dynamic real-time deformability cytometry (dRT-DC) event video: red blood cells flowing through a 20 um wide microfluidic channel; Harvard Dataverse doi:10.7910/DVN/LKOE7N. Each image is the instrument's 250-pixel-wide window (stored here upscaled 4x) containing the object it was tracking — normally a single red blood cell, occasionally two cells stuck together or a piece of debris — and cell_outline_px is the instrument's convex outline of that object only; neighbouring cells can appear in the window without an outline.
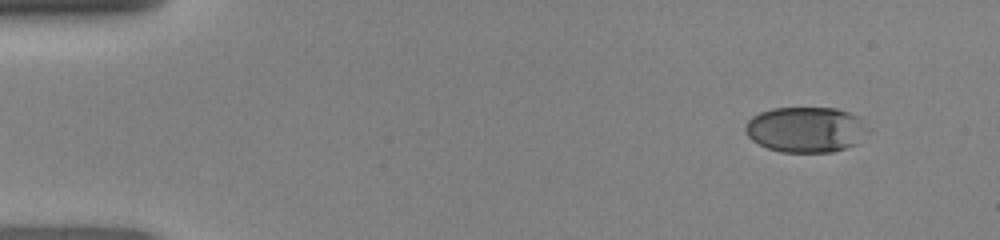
{"species": "human", "species_latin": "Homo sapiens", "temperature_condition": "room temperature", "stored_images_in_passage": 39, "camera_frame_rate_fps": 3000, "um_per_image_px": 0.085, "donor": {"sex": "female"}, "frame": {"image": 1, "passage_image": 1, "time_ms": 0.0, "image_size_px": [1000, 240], "cell_outline_px": [[836, 148], [808, 152], [800, 152], [776, 148], [760, 116], [768, 112], [788, 108], [824, 108], [836, 112]], "centroid_in_image_um": [68.17, 10.96], "position_along_channel_um": 16.8, "area_um2": 20.29}}
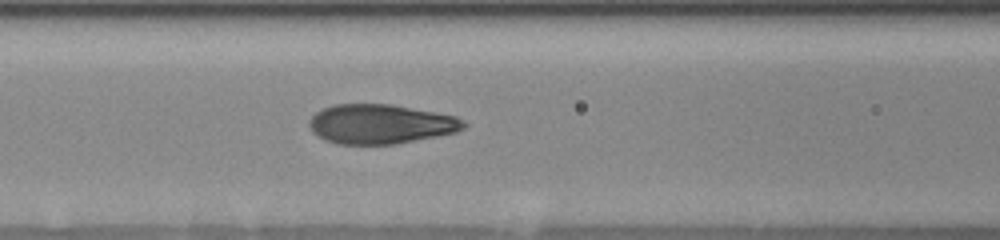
{"frame": {"image": 2, "passage_image": 17, "time_ms": 5.333, "image_size_px": [1000, 240], "cell_outline_px": [[456, 128], [440, 132], [396, 140], [348, 140], [316, 120], [324, 112], [336, 108], [396, 108], [444, 116], [452, 120], [456, 124]], "centroid_in_image_um": [32.58, 10.49], "position_along_channel_um": 134.0, "area_um2": 24.62}}
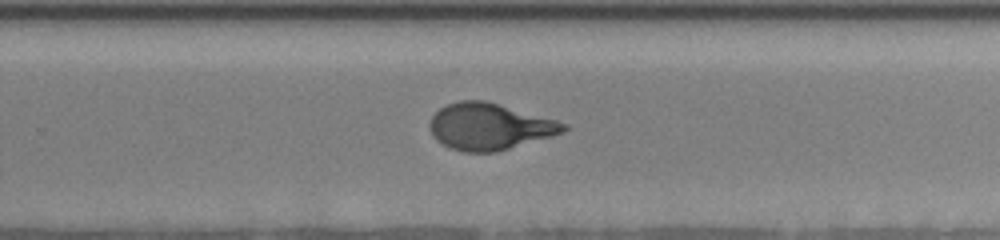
{"frame": {"image": 3, "passage_image": 28, "time_ms": 9.0, "image_size_px": [1000, 240], "cell_outline_px": [[560, 128], [552, 132], [496, 148], [468, 148], [464, 104], [488, 104]], "centroid_in_image_um": [42.49, 10.78], "position_along_channel_um": 287.3, "area_um2": 19.36}}